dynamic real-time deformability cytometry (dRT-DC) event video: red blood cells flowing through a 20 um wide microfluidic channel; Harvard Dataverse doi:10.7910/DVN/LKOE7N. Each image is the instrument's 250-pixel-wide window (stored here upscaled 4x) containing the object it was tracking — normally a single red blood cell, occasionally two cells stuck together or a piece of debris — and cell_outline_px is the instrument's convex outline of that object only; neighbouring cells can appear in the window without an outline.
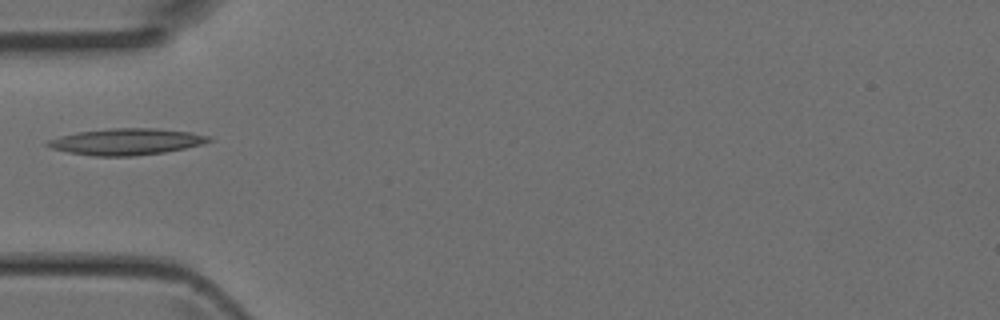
{"species": "Egyptian fruit bat (a non-hibernating species)", "species_latin": "Rousettus aegyptiacus", "temperature_condition": "room temperature", "stored_images_in_passage": 1, "camera_frame_rate_fps": 3000, "um_per_image_px": 0.085, "animal": {"sex": "female"}, "frame": {"image": 1, "passage_image": 1, "time_ms": 0.0, "image_size_px": [1000, 320], "cell_outline_px": [[216, 140], [204, 144], [164, 152], [136, 156], [92, 156], [68, 152], [52, 148], [44, 144], [48, 140], [60, 136], [76, 132], [112, 128], [156, 128], [188, 132], [208, 136]], "centroid_in_image_um": [10.75, 12.04], "position_along_channel_um": 74.3, "area_um2": 24.85}}